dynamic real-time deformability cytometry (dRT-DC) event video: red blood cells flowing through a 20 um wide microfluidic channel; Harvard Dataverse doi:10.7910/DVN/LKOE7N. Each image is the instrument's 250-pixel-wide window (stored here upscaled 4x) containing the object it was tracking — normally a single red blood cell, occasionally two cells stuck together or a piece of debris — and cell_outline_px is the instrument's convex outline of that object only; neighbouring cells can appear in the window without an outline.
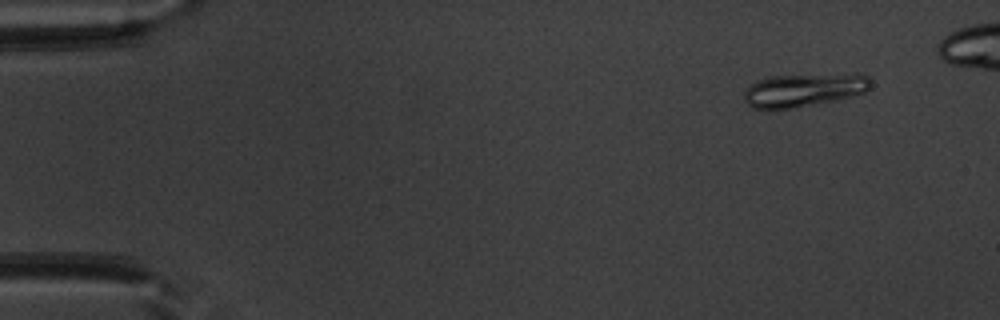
{"species": "common noctule bat (a hibernating species)", "species_latin": "Nyctalus noctula", "temperature_condition": "warm", "stored_images_in_passage": 49, "camera_frame_rate_fps": 3000, "um_per_image_px": 0.085, "animal": {"sex": "male", "body_mass_g": 20.1, "forearm_length_mm": 53.5}, "frame": {"image": 1, "passage_image": 5, "time_ms": 1.333, "image_size_px": [1000, 320], "cell_outline_px": [[872, 84], [864, 92], [852, 96], [836, 100], [792, 108], [752, 108], [744, 100], [744, 92], [756, 80], [772, 76], [856, 72], [860, 72], [868, 76], [872, 80]], "centroid_in_image_um": [68.4, 7.61], "position_along_channel_um": 16.6, "area_um2": 24.85}}
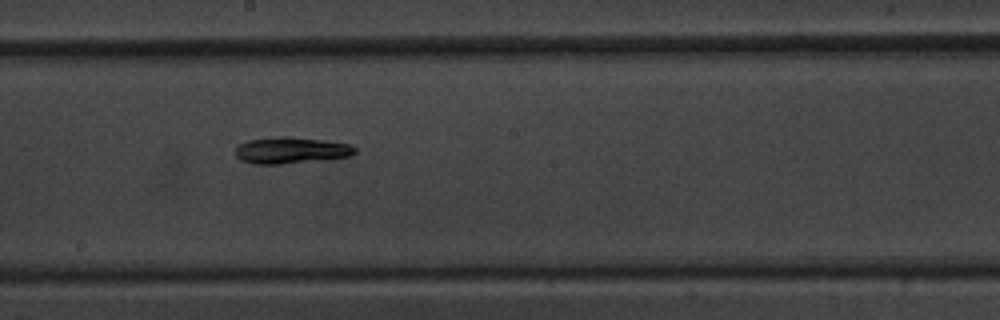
{"frame": {"image": 2, "passage_image": 29, "time_ms": 9.333, "image_size_px": [1000, 320], "cell_outline_px": [[356, 152], [352, 156], [332, 160], [280, 164], [252, 164], [240, 160], [236, 156], [236, 148], [240, 144], [248, 140], [276, 136], [288, 136], [324, 140], [352, 144], [356, 148]], "centroid_in_image_um": [24.8, 12.79], "position_along_channel_um": 223.4, "area_um2": 18.96}}
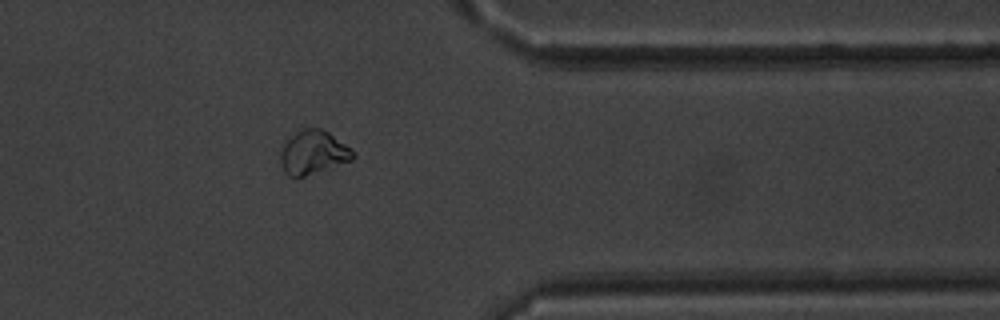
{"frame": {"image": 3, "passage_image": 42, "time_ms": 13.667, "image_size_px": [1000, 320], "cell_outline_px": [[356, 156], [352, 160], [296, 180], [288, 176], [284, 172], [280, 164], [280, 152], [284, 144], [296, 132], [304, 128], [320, 128], [328, 132], [352, 148]], "centroid_in_image_um": [26.61, 13.0], "position_along_channel_um": 384.8, "area_um2": 18.79}, "authors_computed_cell_mechanics": {"area_um2": 18.9584, "velocity_mm_per_s": 3.958, "shape_relaxation_time_tau1_ms": 3.4873, "shape_relaxation_time_tau2_ms": null, "deformation_change_tau1": 0.1122, "deformation_change_tau2": null}}